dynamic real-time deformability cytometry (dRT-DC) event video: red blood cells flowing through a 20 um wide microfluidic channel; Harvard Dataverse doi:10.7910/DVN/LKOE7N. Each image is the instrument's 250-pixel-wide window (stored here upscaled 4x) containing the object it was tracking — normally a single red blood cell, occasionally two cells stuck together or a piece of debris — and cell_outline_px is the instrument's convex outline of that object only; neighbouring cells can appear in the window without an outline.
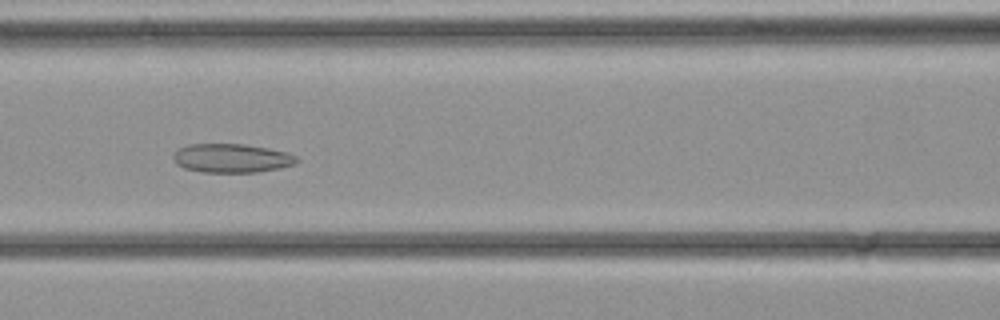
{"species": "common noctule bat (a hibernating species)", "species_latin": "Nyctalus noctula", "temperature_condition": "cold", "stored_images_in_passage": 29, "camera_frame_rate_fps": 3000, "um_per_image_px": 0.085, "animal": {"sex": "female", "body_mass_g": 21.9}, "frame": {"image": 1, "passage_image": 11, "time_ms": 3.333, "image_size_px": [1000, 320], "cell_outline_px": [[300, 160], [296, 164], [280, 168], [260, 172], [204, 172], [184, 168], [176, 164], [172, 160], [172, 156], [176, 148], [188, 144], [244, 144], [268, 148], [288, 152], [296, 156]], "centroid_in_image_um": [19.68, 13.44], "position_along_channel_um": 146.9, "area_um2": 21.1}}
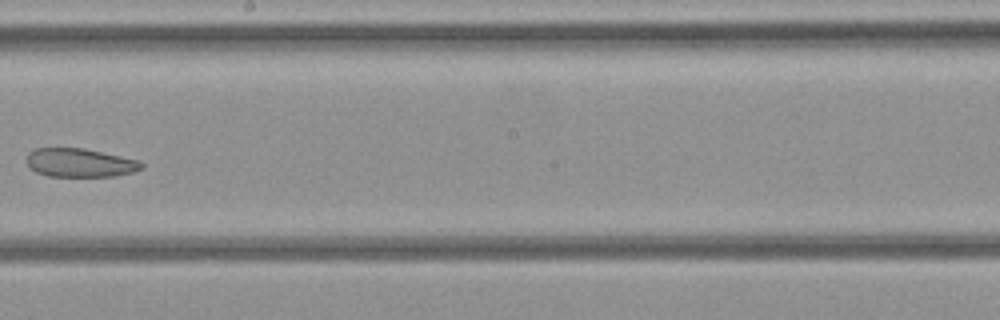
{"frame": {"image": 2, "passage_image": 16, "time_ms": 5.0, "image_size_px": [1000, 320], "cell_outline_px": [[144, 168], [132, 172], [116, 176], [48, 176], [36, 172], [28, 168], [24, 160], [28, 152], [36, 148], [84, 148], [140, 160], [144, 164]], "centroid_in_image_um": [6.76, 13.83], "position_along_channel_um": 241.4, "area_um2": 19.48}}
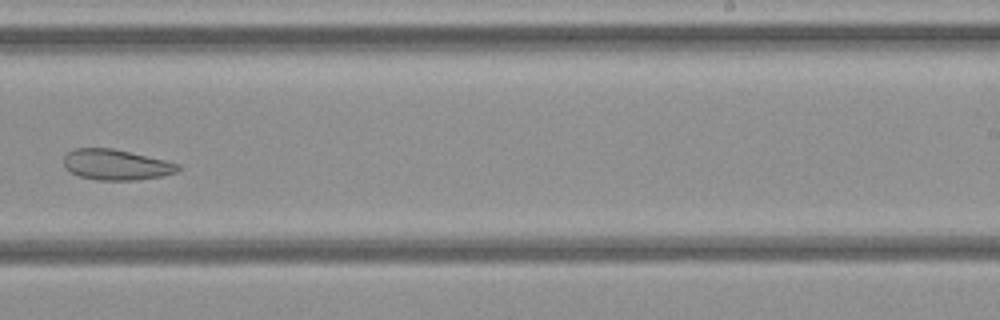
{"frame": {"image": 3, "passage_image": 18, "time_ms": 5.667, "image_size_px": [1000, 320], "cell_outline_px": [[180, 168], [176, 172], [164, 176], [136, 180], [96, 180], [80, 176], [72, 172], [64, 164], [64, 156], [72, 148], [112, 148], [164, 160], [180, 164]], "centroid_in_image_um": [9.88, 14.0], "position_along_channel_um": 279.1, "area_um2": 20.23}}